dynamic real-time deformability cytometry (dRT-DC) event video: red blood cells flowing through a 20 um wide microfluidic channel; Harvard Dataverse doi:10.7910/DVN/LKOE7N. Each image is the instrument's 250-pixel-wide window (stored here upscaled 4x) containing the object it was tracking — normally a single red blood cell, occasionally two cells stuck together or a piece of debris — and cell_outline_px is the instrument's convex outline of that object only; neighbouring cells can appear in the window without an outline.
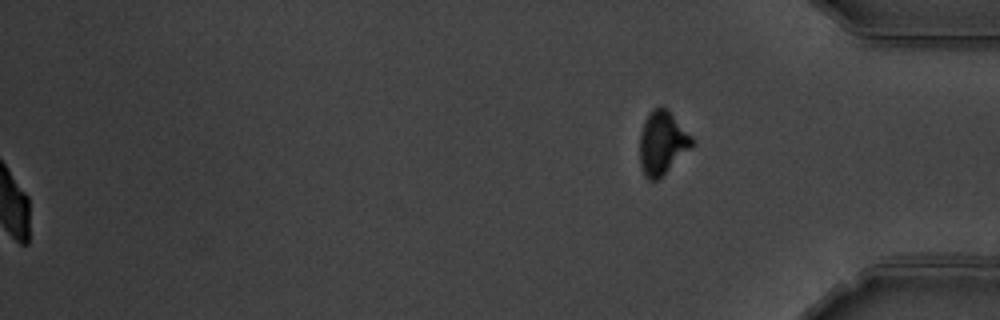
{"species": "common noctule bat (a hibernating species)", "species_latin": "Nyctalus noctula", "temperature_condition": "warm", "stored_images_in_passage": 57, "segment_of_instrument_passage": [2, 2], "camera_frame_rate_fps": 3000, "um_per_image_px": 0.085, "animal": {"sex": "male", "body_mass_g": 19.5, "forearm_length_mm": 54.6}, "frame": {"image": 1, "passage_image": 57, "time_ms": 18.667, "image_size_px": [1000, 320], "cell_outline_px": [[696, 144], [656, 180], [648, 180], [644, 176], [640, 164], [640, 132], [644, 120], [652, 108], [664, 108], [696, 140]], "centroid_in_image_um": [56.29, 12.16], "position_along_channel_um": 378.9, "area_um2": 19.02}}